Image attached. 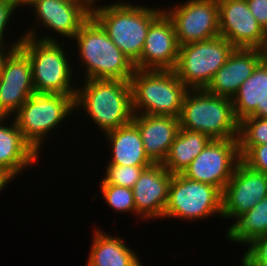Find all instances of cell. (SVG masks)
<instances>
[{
    "label": "cell",
    "mask_w": 267,
    "mask_h": 266,
    "mask_svg": "<svg viewBox=\"0 0 267 266\" xmlns=\"http://www.w3.org/2000/svg\"><path fill=\"white\" fill-rule=\"evenodd\" d=\"M34 28L29 27V31L24 32L18 47L30 60L35 92L71 95L75 98L78 87L72 86L75 85L74 71L63 48L65 43L58 42L51 35L37 39V28Z\"/></svg>",
    "instance_id": "6da1fadb"
},
{
    "label": "cell",
    "mask_w": 267,
    "mask_h": 266,
    "mask_svg": "<svg viewBox=\"0 0 267 266\" xmlns=\"http://www.w3.org/2000/svg\"><path fill=\"white\" fill-rule=\"evenodd\" d=\"M77 88L74 108L82 111L103 132L115 130L133 120L132 86L130 81L109 79L83 80ZM78 108V109H77Z\"/></svg>",
    "instance_id": "7a4b0ae2"
},
{
    "label": "cell",
    "mask_w": 267,
    "mask_h": 266,
    "mask_svg": "<svg viewBox=\"0 0 267 266\" xmlns=\"http://www.w3.org/2000/svg\"><path fill=\"white\" fill-rule=\"evenodd\" d=\"M91 16L102 26L114 44L135 64L141 57L142 48L150 24L164 11L163 8L133 5L116 1L106 6H96Z\"/></svg>",
    "instance_id": "3957f363"
},
{
    "label": "cell",
    "mask_w": 267,
    "mask_h": 266,
    "mask_svg": "<svg viewBox=\"0 0 267 266\" xmlns=\"http://www.w3.org/2000/svg\"><path fill=\"white\" fill-rule=\"evenodd\" d=\"M72 40H76L78 45L81 66L85 69V80H131L135 65L92 16L81 26Z\"/></svg>",
    "instance_id": "277c9868"
},
{
    "label": "cell",
    "mask_w": 267,
    "mask_h": 266,
    "mask_svg": "<svg viewBox=\"0 0 267 266\" xmlns=\"http://www.w3.org/2000/svg\"><path fill=\"white\" fill-rule=\"evenodd\" d=\"M180 128L202 132L211 139L238 138L240 121L232 100L205 89H189L179 115Z\"/></svg>",
    "instance_id": "5b68a950"
},
{
    "label": "cell",
    "mask_w": 267,
    "mask_h": 266,
    "mask_svg": "<svg viewBox=\"0 0 267 266\" xmlns=\"http://www.w3.org/2000/svg\"><path fill=\"white\" fill-rule=\"evenodd\" d=\"M134 114L179 118L189 90L174 70L135 69L130 80Z\"/></svg>",
    "instance_id": "8992f818"
},
{
    "label": "cell",
    "mask_w": 267,
    "mask_h": 266,
    "mask_svg": "<svg viewBox=\"0 0 267 266\" xmlns=\"http://www.w3.org/2000/svg\"><path fill=\"white\" fill-rule=\"evenodd\" d=\"M74 110L71 95L34 92L12 118L25 140L39 154L44 138L51 131L55 132V127H60L68 116L74 115Z\"/></svg>",
    "instance_id": "52a82bcc"
},
{
    "label": "cell",
    "mask_w": 267,
    "mask_h": 266,
    "mask_svg": "<svg viewBox=\"0 0 267 266\" xmlns=\"http://www.w3.org/2000/svg\"><path fill=\"white\" fill-rule=\"evenodd\" d=\"M234 48L221 35L180 46L174 71L188 89H205Z\"/></svg>",
    "instance_id": "ba28073f"
},
{
    "label": "cell",
    "mask_w": 267,
    "mask_h": 266,
    "mask_svg": "<svg viewBox=\"0 0 267 266\" xmlns=\"http://www.w3.org/2000/svg\"><path fill=\"white\" fill-rule=\"evenodd\" d=\"M215 214L222 218V192L217 187L182 174L172 176L164 219L198 221Z\"/></svg>",
    "instance_id": "9c48e42d"
},
{
    "label": "cell",
    "mask_w": 267,
    "mask_h": 266,
    "mask_svg": "<svg viewBox=\"0 0 267 266\" xmlns=\"http://www.w3.org/2000/svg\"><path fill=\"white\" fill-rule=\"evenodd\" d=\"M240 161L238 138L212 139L182 175L215 186L222 192Z\"/></svg>",
    "instance_id": "30bf717a"
},
{
    "label": "cell",
    "mask_w": 267,
    "mask_h": 266,
    "mask_svg": "<svg viewBox=\"0 0 267 266\" xmlns=\"http://www.w3.org/2000/svg\"><path fill=\"white\" fill-rule=\"evenodd\" d=\"M163 10L173 21L179 46L220 35L217 0H187Z\"/></svg>",
    "instance_id": "8fae6325"
},
{
    "label": "cell",
    "mask_w": 267,
    "mask_h": 266,
    "mask_svg": "<svg viewBox=\"0 0 267 266\" xmlns=\"http://www.w3.org/2000/svg\"><path fill=\"white\" fill-rule=\"evenodd\" d=\"M220 35L235 48L267 50V32L250 12L246 0H217Z\"/></svg>",
    "instance_id": "7c38bea8"
},
{
    "label": "cell",
    "mask_w": 267,
    "mask_h": 266,
    "mask_svg": "<svg viewBox=\"0 0 267 266\" xmlns=\"http://www.w3.org/2000/svg\"><path fill=\"white\" fill-rule=\"evenodd\" d=\"M267 196V174L240 161L222 191V218L236 219Z\"/></svg>",
    "instance_id": "4fadbf2b"
},
{
    "label": "cell",
    "mask_w": 267,
    "mask_h": 266,
    "mask_svg": "<svg viewBox=\"0 0 267 266\" xmlns=\"http://www.w3.org/2000/svg\"><path fill=\"white\" fill-rule=\"evenodd\" d=\"M179 44L173 21L163 11L151 24L140 59L134 64L140 70H174Z\"/></svg>",
    "instance_id": "5bb4252c"
},
{
    "label": "cell",
    "mask_w": 267,
    "mask_h": 266,
    "mask_svg": "<svg viewBox=\"0 0 267 266\" xmlns=\"http://www.w3.org/2000/svg\"><path fill=\"white\" fill-rule=\"evenodd\" d=\"M95 3H78L64 0H34L31 6L39 27L60 34L63 39L73 37L91 17ZM41 22V23H40Z\"/></svg>",
    "instance_id": "9a60e30c"
},
{
    "label": "cell",
    "mask_w": 267,
    "mask_h": 266,
    "mask_svg": "<svg viewBox=\"0 0 267 266\" xmlns=\"http://www.w3.org/2000/svg\"><path fill=\"white\" fill-rule=\"evenodd\" d=\"M34 92L30 60L16 47L3 64L0 76V104L12 117Z\"/></svg>",
    "instance_id": "2e32d148"
},
{
    "label": "cell",
    "mask_w": 267,
    "mask_h": 266,
    "mask_svg": "<svg viewBox=\"0 0 267 266\" xmlns=\"http://www.w3.org/2000/svg\"><path fill=\"white\" fill-rule=\"evenodd\" d=\"M172 176L160 163L143 170L132 188L137 216L145 221L164 218Z\"/></svg>",
    "instance_id": "e0dca14e"
},
{
    "label": "cell",
    "mask_w": 267,
    "mask_h": 266,
    "mask_svg": "<svg viewBox=\"0 0 267 266\" xmlns=\"http://www.w3.org/2000/svg\"><path fill=\"white\" fill-rule=\"evenodd\" d=\"M265 57L266 51L261 49L234 48L205 90L210 94L232 99L240 85L252 75Z\"/></svg>",
    "instance_id": "ac0fdd59"
},
{
    "label": "cell",
    "mask_w": 267,
    "mask_h": 266,
    "mask_svg": "<svg viewBox=\"0 0 267 266\" xmlns=\"http://www.w3.org/2000/svg\"><path fill=\"white\" fill-rule=\"evenodd\" d=\"M132 122L140 132L147 156L154 163L162 164L180 129L179 118L134 114Z\"/></svg>",
    "instance_id": "d6986e66"
},
{
    "label": "cell",
    "mask_w": 267,
    "mask_h": 266,
    "mask_svg": "<svg viewBox=\"0 0 267 266\" xmlns=\"http://www.w3.org/2000/svg\"><path fill=\"white\" fill-rule=\"evenodd\" d=\"M6 120L0 121V171L12 180L28 166L31 169L39 154L25 140L15 121L6 124Z\"/></svg>",
    "instance_id": "ffe728a7"
},
{
    "label": "cell",
    "mask_w": 267,
    "mask_h": 266,
    "mask_svg": "<svg viewBox=\"0 0 267 266\" xmlns=\"http://www.w3.org/2000/svg\"><path fill=\"white\" fill-rule=\"evenodd\" d=\"M110 143L111 160L107 164L124 166H151L137 126L131 121L115 130L104 133Z\"/></svg>",
    "instance_id": "44dd1931"
},
{
    "label": "cell",
    "mask_w": 267,
    "mask_h": 266,
    "mask_svg": "<svg viewBox=\"0 0 267 266\" xmlns=\"http://www.w3.org/2000/svg\"><path fill=\"white\" fill-rule=\"evenodd\" d=\"M97 228L93 231L87 266H143L138 254L125 244L123 238Z\"/></svg>",
    "instance_id": "7402d4cb"
},
{
    "label": "cell",
    "mask_w": 267,
    "mask_h": 266,
    "mask_svg": "<svg viewBox=\"0 0 267 266\" xmlns=\"http://www.w3.org/2000/svg\"><path fill=\"white\" fill-rule=\"evenodd\" d=\"M267 98V56L256 66L231 99L236 118L257 117V108H264Z\"/></svg>",
    "instance_id": "603a6c76"
},
{
    "label": "cell",
    "mask_w": 267,
    "mask_h": 266,
    "mask_svg": "<svg viewBox=\"0 0 267 266\" xmlns=\"http://www.w3.org/2000/svg\"><path fill=\"white\" fill-rule=\"evenodd\" d=\"M211 140L205 133L180 128L162 165L172 175L182 174Z\"/></svg>",
    "instance_id": "cb8c5ba5"
},
{
    "label": "cell",
    "mask_w": 267,
    "mask_h": 266,
    "mask_svg": "<svg viewBox=\"0 0 267 266\" xmlns=\"http://www.w3.org/2000/svg\"><path fill=\"white\" fill-rule=\"evenodd\" d=\"M227 230L225 236L229 241L244 245L259 236L267 235V196L234 221Z\"/></svg>",
    "instance_id": "d4e9b609"
},
{
    "label": "cell",
    "mask_w": 267,
    "mask_h": 266,
    "mask_svg": "<svg viewBox=\"0 0 267 266\" xmlns=\"http://www.w3.org/2000/svg\"><path fill=\"white\" fill-rule=\"evenodd\" d=\"M100 193L106 204L116 212H126L136 214L133 190L128 187L114 184H100Z\"/></svg>",
    "instance_id": "484cf974"
},
{
    "label": "cell",
    "mask_w": 267,
    "mask_h": 266,
    "mask_svg": "<svg viewBox=\"0 0 267 266\" xmlns=\"http://www.w3.org/2000/svg\"><path fill=\"white\" fill-rule=\"evenodd\" d=\"M239 146L267 144V119L248 116L240 121Z\"/></svg>",
    "instance_id": "4316f807"
},
{
    "label": "cell",
    "mask_w": 267,
    "mask_h": 266,
    "mask_svg": "<svg viewBox=\"0 0 267 266\" xmlns=\"http://www.w3.org/2000/svg\"><path fill=\"white\" fill-rule=\"evenodd\" d=\"M106 174L100 184H114L133 188L143 170L149 166L106 165Z\"/></svg>",
    "instance_id": "83f0119b"
},
{
    "label": "cell",
    "mask_w": 267,
    "mask_h": 266,
    "mask_svg": "<svg viewBox=\"0 0 267 266\" xmlns=\"http://www.w3.org/2000/svg\"><path fill=\"white\" fill-rule=\"evenodd\" d=\"M241 161L249 168L267 174V144L239 146Z\"/></svg>",
    "instance_id": "f1b7e54d"
},
{
    "label": "cell",
    "mask_w": 267,
    "mask_h": 266,
    "mask_svg": "<svg viewBox=\"0 0 267 266\" xmlns=\"http://www.w3.org/2000/svg\"><path fill=\"white\" fill-rule=\"evenodd\" d=\"M242 255L241 266H267V235L253 239Z\"/></svg>",
    "instance_id": "f546056e"
},
{
    "label": "cell",
    "mask_w": 267,
    "mask_h": 266,
    "mask_svg": "<svg viewBox=\"0 0 267 266\" xmlns=\"http://www.w3.org/2000/svg\"><path fill=\"white\" fill-rule=\"evenodd\" d=\"M20 7V0H0V45L5 44L6 37L4 36L7 31V24H10L12 14ZM9 22V23H8Z\"/></svg>",
    "instance_id": "4dcf8cb0"
},
{
    "label": "cell",
    "mask_w": 267,
    "mask_h": 266,
    "mask_svg": "<svg viewBox=\"0 0 267 266\" xmlns=\"http://www.w3.org/2000/svg\"><path fill=\"white\" fill-rule=\"evenodd\" d=\"M252 15L267 32V0H246Z\"/></svg>",
    "instance_id": "1f68e13d"
},
{
    "label": "cell",
    "mask_w": 267,
    "mask_h": 266,
    "mask_svg": "<svg viewBox=\"0 0 267 266\" xmlns=\"http://www.w3.org/2000/svg\"><path fill=\"white\" fill-rule=\"evenodd\" d=\"M23 39V35H20V38H17L14 43L10 45H0V76L2 73L3 64L5 62L6 57L16 48L18 47L19 43ZM5 46V47H4ZM7 47V48H6Z\"/></svg>",
    "instance_id": "d6a6232c"
},
{
    "label": "cell",
    "mask_w": 267,
    "mask_h": 266,
    "mask_svg": "<svg viewBox=\"0 0 267 266\" xmlns=\"http://www.w3.org/2000/svg\"><path fill=\"white\" fill-rule=\"evenodd\" d=\"M34 0H20V7L30 5ZM70 2H78V3H94L92 0H64Z\"/></svg>",
    "instance_id": "836d02e7"
},
{
    "label": "cell",
    "mask_w": 267,
    "mask_h": 266,
    "mask_svg": "<svg viewBox=\"0 0 267 266\" xmlns=\"http://www.w3.org/2000/svg\"><path fill=\"white\" fill-rule=\"evenodd\" d=\"M10 181H12L9 177H7L2 171H0V191H2V189L6 188L8 183H11Z\"/></svg>",
    "instance_id": "e575fe53"
},
{
    "label": "cell",
    "mask_w": 267,
    "mask_h": 266,
    "mask_svg": "<svg viewBox=\"0 0 267 266\" xmlns=\"http://www.w3.org/2000/svg\"><path fill=\"white\" fill-rule=\"evenodd\" d=\"M257 117L267 119V98L264 101V108H257Z\"/></svg>",
    "instance_id": "d590c367"
},
{
    "label": "cell",
    "mask_w": 267,
    "mask_h": 266,
    "mask_svg": "<svg viewBox=\"0 0 267 266\" xmlns=\"http://www.w3.org/2000/svg\"><path fill=\"white\" fill-rule=\"evenodd\" d=\"M5 119H11L10 115L2 108L1 104H0V121L1 120H5Z\"/></svg>",
    "instance_id": "8d00e7d4"
}]
</instances>
